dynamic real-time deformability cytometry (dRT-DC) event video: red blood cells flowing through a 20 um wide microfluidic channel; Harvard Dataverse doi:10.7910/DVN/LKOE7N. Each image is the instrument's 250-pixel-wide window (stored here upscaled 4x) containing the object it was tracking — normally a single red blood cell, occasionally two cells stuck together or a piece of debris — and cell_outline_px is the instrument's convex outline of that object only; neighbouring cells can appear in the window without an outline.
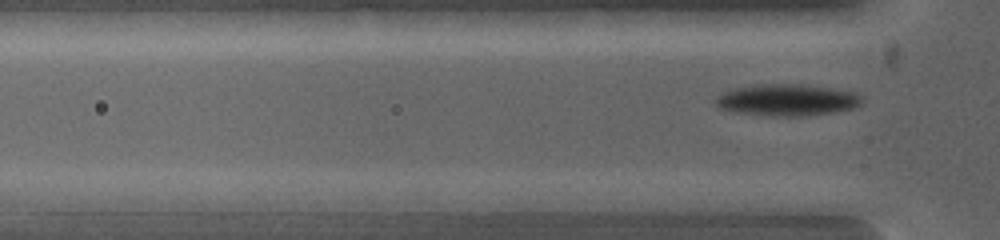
{"species": "common noctule bat (a hibernating species)", "species_latin": "Nyctalus noctula", "temperature_condition": "warm", "stored_images_in_passage": 7, "camera_frame_rate_fps": 5000, "um_per_image_px": 0.085, "animal": {"sex": "female", "body_mass_g": 19.0, "forearm_length_mm": 53.3}, "frame": {"image": 1, "passage_image": 2, "time_ms": 0.2, "image_size_px": [1000, 240], "cell_outline_px": [[608, 200], [544, 212], [520, 212], [496, 200], [500, 192], [576, 192]], "centroid_in_image_um": [46.31, 17.06], "position_along_channel_um": 79.5, "area_um2": 11.33}}